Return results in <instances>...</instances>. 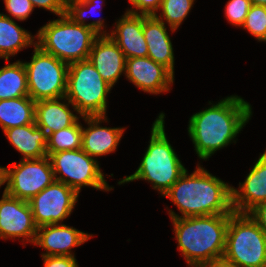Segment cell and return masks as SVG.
<instances>
[{"label":"cell","mask_w":266,"mask_h":267,"mask_svg":"<svg viewBox=\"0 0 266 267\" xmlns=\"http://www.w3.org/2000/svg\"><path fill=\"white\" fill-rule=\"evenodd\" d=\"M252 116L249 102L237 95L228 96L189 118L188 135L200 159L207 160L217 150L236 143Z\"/></svg>","instance_id":"6da1fadb"},{"label":"cell","mask_w":266,"mask_h":267,"mask_svg":"<svg viewBox=\"0 0 266 267\" xmlns=\"http://www.w3.org/2000/svg\"><path fill=\"white\" fill-rule=\"evenodd\" d=\"M200 164L193 173L186 169L180 178L163 195L178 207L181 216L169 210L170 219L178 217L209 216L231 214L232 187Z\"/></svg>","instance_id":"7a4b0ae2"},{"label":"cell","mask_w":266,"mask_h":267,"mask_svg":"<svg viewBox=\"0 0 266 267\" xmlns=\"http://www.w3.org/2000/svg\"><path fill=\"white\" fill-rule=\"evenodd\" d=\"M230 214L171 218L177 248L189 267L223 258Z\"/></svg>","instance_id":"3957f363"},{"label":"cell","mask_w":266,"mask_h":267,"mask_svg":"<svg viewBox=\"0 0 266 267\" xmlns=\"http://www.w3.org/2000/svg\"><path fill=\"white\" fill-rule=\"evenodd\" d=\"M164 117L162 112L154 121L149 145L138 169L121 179L119 185L138 179L146 180L163 196L186 170L167 139Z\"/></svg>","instance_id":"277c9868"},{"label":"cell","mask_w":266,"mask_h":267,"mask_svg":"<svg viewBox=\"0 0 266 267\" xmlns=\"http://www.w3.org/2000/svg\"><path fill=\"white\" fill-rule=\"evenodd\" d=\"M99 34L92 28L73 22L65 14L48 21L37 34L36 45L68 64L86 60Z\"/></svg>","instance_id":"5b68a950"},{"label":"cell","mask_w":266,"mask_h":267,"mask_svg":"<svg viewBox=\"0 0 266 267\" xmlns=\"http://www.w3.org/2000/svg\"><path fill=\"white\" fill-rule=\"evenodd\" d=\"M111 88L88 59L69 64L65 97L79 116H105Z\"/></svg>","instance_id":"8992f818"},{"label":"cell","mask_w":266,"mask_h":267,"mask_svg":"<svg viewBox=\"0 0 266 267\" xmlns=\"http://www.w3.org/2000/svg\"><path fill=\"white\" fill-rule=\"evenodd\" d=\"M223 258L240 267H266V233L248 213L230 214Z\"/></svg>","instance_id":"52a82bcc"},{"label":"cell","mask_w":266,"mask_h":267,"mask_svg":"<svg viewBox=\"0 0 266 267\" xmlns=\"http://www.w3.org/2000/svg\"><path fill=\"white\" fill-rule=\"evenodd\" d=\"M30 62H23L29 97L35 102L64 97L69 64L34 45Z\"/></svg>","instance_id":"ba28073f"},{"label":"cell","mask_w":266,"mask_h":267,"mask_svg":"<svg viewBox=\"0 0 266 267\" xmlns=\"http://www.w3.org/2000/svg\"><path fill=\"white\" fill-rule=\"evenodd\" d=\"M48 157L55 180L66 184L78 194L84 186L100 191L114 189L107 184L98 160L89 156L82 149L60 151L52 153Z\"/></svg>","instance_id":"9c48e42d"},{"label":"cell","mask_w":266,"mask_h":267,"mask_svg":"<svg viewBox=\"0 0 266 267\" xmlns=\"http://www.w3.org/2000/svg\"><path fill=\"white\" fill-rule=\"evenodd\" d=\"M7 167L6 193L29 201L55 181L54 172L46 156L41 159H21Z\"/></svg>","instance_id":"30bf717a"},{"label":"cell","mask_w":266,"mask_h":267,"mask_svg":"<svg viewBox=\"0 0 266 267\" xmlns=\"http://www.w3.org/2000/svg\"><path fill=\"white\" fill-rule=\"evenodd\" d=\"M78 197L74 189L55 180L28 201L36 226L62 224L71 215Z\"/></svg>","instance_id":"8fae6325"},{"label":"cell","mask_w":266,"mask_h":267,"mask_svg":"<svg viewBox=\"0 0 266 267\" xmlns=\"http://www.w3.org/2000/svg\"><path fill=\"white\" fill-rule=\"evenodd\" d=\"M37 228L29 202L10 196L5 187L0 200V239L23 238L21 242L34 244Z\"/></svg>","instance_id":"7c38bea8"},{"label":"cell","mask_w":266,"mask_h":267,"mask_svg":"<svg viewBox=\"0 0 266 267\" xmlns=\"http://www.w3.org/2000/svg\"><path fill=\"white\" fill-rule=\"evenodd\" d=\"M125 76L141 91L150 94L168 92L174 82V75L149 57L127 58Z\"/></svg>","instance_id":"4fadbf2b"},{"label":"cell","mask_w":266,"mask_h":267,"mask_svg":"<svg viewBox=\"0 0 266 267\" xmlns=\"http://www.w3.org/2000/svg\"><path fill=\"white\" fill-rule=\"evenodd\" d=\"M93 237L65 224H50L37 228L34 244L42 247L46 253L41 256H73V247L80 246Z\"/></svg>","instance_id":"5bb4252c"},{"label":"cell","mask_w":266,"mask_h":267,"mask_svg":"<svg viewBox=\"0 0 266 267\" xmlns=\"http://www.w3.org/2000/svg\"><path fill=\"white\" fill-rule=\"evenodd\" d=\"M238 189L232 187V207L236 213H248L266 201V151L260 154L245 181L239 182Z\"/></svg>","instance_id":"9a60e30c"},{"label":"cell","mask_w":266,"mask_h":267,"mask_svg":"<svg viewBox=\"0 0 266 267\" xmlns=\"http://www.w3.org/2000/svg\"><path fill=\"white\" fill-rule=\"evenodd\" d=\"M88 124V127L82 126V150L89 156H105L114 152L119 145L124 129L121 127L110 128L100 126L102 122H108L105 116H85L81 117Z\"/></svg>","instance_id":"2e32d148"},{"label":"cell","mask_w":266,"mask_h":267,"mask_svg":"<svg viewBox=\"0 0 266 267\" xmlns=\"http://www.w3.org/2000/svg\"><path fill=\"white\" fill-rule=\"evenodd\" d=\"M88 60L95 66L102 79L112 87L122 73L125 75L126 57L108 35H99L95 39Z\"/></svg>","instance_id":"e0dca14e"},{"label":"cell","mask_w":266,"mask_h":267,"mask_svg":"<svg viewBox=\"0 0 266 267\" xmlns=\"http://www.w3.org/2000/svg\"><path fill=\"white\" fill-rule=\"evenodd\" d=\"M144 15L125 12L116 21L108 36L119 46L126 59L148 57V45L143 35Z\"/></svg>","instance_id":"ac0fdd59"},{"label":"cell","mask_w":266,"mask_h":267,"mask_svg":"<svg viewBox=\"0 0 266 267\" xmlns=\"http://www.w3.org/2000/svg\"><path fill=\"white\" fill-rule=\"evenodd\" d=\"M63 100V101H62ZM66 102V103H65ZM72 103L64 96L57 99L37 101L35 123L47 136L63 128L74 125L80 118L69 109Z\"/></svg>","instance_id":"d6986e66"},{"label":"cell","mask_w":266,"mask_h":267,"mask_svg":"<svg viewBox=\"0 0 266 267\" xmlns=\"http://www.w3.org/2000/svg\"><path fill=\"white\" fill-rule=\"evenodd\" d=\"M166 28V23L155 16L144 15L143 35L148 45V57L174 75L173 45Z\"/></svg>","instance_id":"ffe728a7"},{"label":"cell","mask_w":266,"mask_h":267,"mask_svg":"<svg viewBox=\"0 0 266 267\" xmlns=\"http://www.w3.org/2000/svg\"><path fill=\"white\" fill-rule=\"evenodd\" d=\"M8 141L22 154L23 160L47 156V134L36 123L4 130Z\"/></svg>","instance_id":"44dd1931"},{"label":"cell","mask_w":266,"mask_h":267,"mask_svg":"<svg viewBox=\"0 0 266 267\" xmlns=\"http://www.w3.org/2000/svg\"><path fill=\"white\" fill-rule=\"evenodd\" d=\"M35 36L23 29L12 18L0 13V58L9 60L23 48L34 46Z\"/></svg>","instance_id":"7402d4cb"},{"label":"cell","mask_w":266,"mask_h":267,"mask_svg":"<svg viewBox=\"0 0 266 267\" xmlns=\"http://www.w3.org/2000/svg\"><path fill=\"white\" fill-rule=\"evenodd\" d=\"M35 104L29 96L0 100L2 130L35 123Z\"/></svg>","instance_id":"603a6c76"},{"label":"cell","mask_w":266,"mask_h":267,"mask_svg":"<svg viewBox=\"0 0 266 267\" xmlns=\"http://www.w3.org/2000/svg\"><path fill=\"white\" fill-rule=\"evenodd\" d=\"M29 96L27 73L22 61L8 63L0 69V100Z\"/></svg>","instance_id":"cb8c5ba5"},{"label":"cell","mask_w":266,"mask_h":267,"mask_svg":"<svg viewBox=\"0 0 266 267\" xmlns=\"http://www.w3.org/2000/svg\"><path fill=\"white\" fill-rule=\"evenodd\" d=\"M82 148V124L79 120L72 126L63 128L47 136V156L66 150Z\"/></svg>","instance_id":"d4e9b609"},{"label":"cell","mask_w":266,"mask_h":267,"mask_svg":"<svg viewBox=\"0 0 266 267\" xmlns=\"http://www.w3.org/2000/svg\"><path fill=\"white\" fill-rule=\"evenodd\" d=\"M103 1L104 0H68L66 1L65 15L75 23L86 25L94 29L99 35H108V32L104 30V27L106 28V25L104 26V19L101 20L99 18L98 20L90 23L85 22L86 13L92 11L94 8L101 9ZM99 5L100 7H98Z\"/></svg>","instance_id":"484cf974"},{"label":"cell","mask_w":266,"mask_h":267,"mask_svg":"<svg viewBox=\"0 0 266 267\" xmlns=\"http://www.w3.org/2000/svg\"><path fill=\"white\" fill-rule=\"evenodd\" d=\"M195 0H162L160 15L155 17L167 23L170 30L175 32L190 13ZM165 21V22H164Z\"/></svg>","instance_id":"4316f807"},{"label":"cell","mask_w":266,"mask_h":267,"mask_svg":"<svg viewBox=\"0 0 266 267\" xmlns=\"http://www.w3.org/2000/svg\"><path fill=\"white\" fill-rule=\"evenodd\" d=\"M242 28L260 42H266V6L252 4Z\"/></svg>","instance_id":"83f0119b"},{"label":"cell","mask_w":266,"mask_h":267,"mask_svg":"<svg viewBox=\"0 0 266 267\" xmlns=\"http://www.w3.org/2000/svg\"><path fill=\"white\" fill-rule=\"evenodd\" d=\"M251 5V0H229L225 6V16L229 23L242 27Z\"/></svg>","instance_id":"f1b7e54d"},{"label":"cell","mask_w":266,"mask_h":267,"mask_svg":"<svg viewBox=\"0 0 266 267\" xmlns=\"http://www.w3.org/2000/svg\"><path fill=\"white\" fill-rule=\"evenodd\" d=\"M5 8L8 15L3 14L9 18L11 16L19 21L26 20L32 14L34 7L30 0H4ZM11 15V16H10Z\"/></svg>","instance_id":"f546056e"},{"label":"cell","mask_w":266,"mask_h":267,"mask_svg":"<svg viewBox=\"0 0 266 267\" xmlns=\"http://www.w3.org/2000/svg\"><path fill=\"white\" fill-rule=\"evenodd\" d=\"M134 8L126 12L135 15L155 16L160 9L162 0H129ZM139 11V12H138Z\"/></svg>","instance_id":"4dcf8cb0"},{"label":"cell","mask_w":266,"mask_h":267,"mask_svg":"<svg viewBox=\"0 0 266 267\" xmlns=\"http://www.w3.org/2000/svg\"><path fill=\"white\" fill-rule=\"evenodd\" d=\"M33 7H39L43 8L45 10H48L55 15H60L65 14V6L66 2L64 0H30Z\"/></svg>","instance_id":"1f68e13d"},{"label":"cell","mask_w":266,"mask_h":267,"mask_svg":"<svg viewBox=\"0 0 266 267\" xmlns=\"http://www.w3.org/2000/svg\"><path fill=\"white\" fill-rule=\"evenodd\" d=\"M44 267H79L73 256H42Z\"/></svg>","instance_id":"d6a6232c"},{"label":"cell","mask_w":266,"mask_h":267,"mask_svg":"<svg viewBox=\"0 0 266 267\" xmlns=\"http://www.w3.org/2000/svg\"><path fill=\"white\" fill-rule=\"evenodd\" d=\"M248 214L257 225L266 233V201L257 204Z\"/></svg>","instance_id":"836d02e7"},{"label":"cell","mask_w":266,"mask_h":267,"mask_svg":"<svg viewBox=\"0 0 266 267\" xmlns=\"http://www.w3.org/2000/svg\"><path fill=\"white\" fill-rule=\"evenodd\" d=\"M203 267H240L224 258H218Z\"/></svg>","instance_id":"e575fe53"},{"label":"cell","mask_w":266,"mask_h":267,"mask_svg":"<svg viewBox=\"0 0 266 267\" xmlns=\"http://www.w3.org/2000/svg\"><path fill=\"white\" fill-rule=\"evenodd\" d=\"M7 177V167L0 166V187L5 185Z\"/></svg>","instance_id":"d590c367"},{"label":"cell","mask_w":266,"mask_h":267,"mask_svg":"<svg viewBox=\"0 0 266 267\" xmlns=\"http://www.w3.org/2000/svg\"><path fill=\"white\" fill-rule=\"evenodd\" d=\"M251 3L253 5L266 6V0H251Z\"/></svg>","instance_id":"8d00e7d4"}]
</instances>
